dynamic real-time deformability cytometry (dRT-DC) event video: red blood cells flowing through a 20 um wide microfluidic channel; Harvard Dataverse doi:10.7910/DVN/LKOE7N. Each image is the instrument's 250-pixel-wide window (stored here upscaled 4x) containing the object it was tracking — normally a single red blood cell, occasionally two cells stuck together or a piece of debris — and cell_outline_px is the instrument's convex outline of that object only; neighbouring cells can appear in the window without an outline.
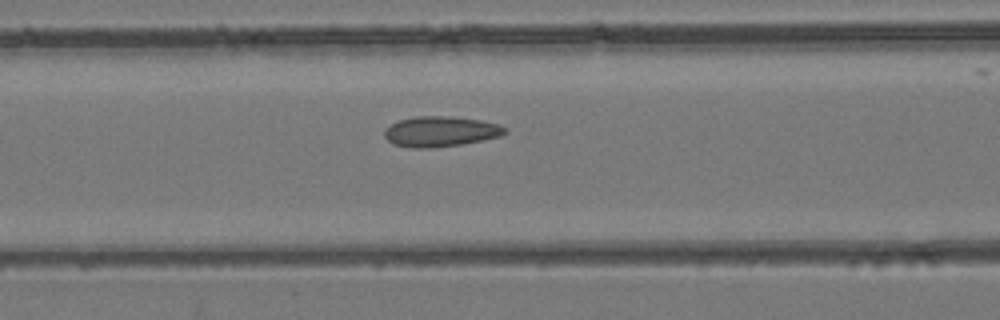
{"species": "common noctule bat (a hibernating species)", "species_latin": "Nyctalus noctula", "temperature_condition": "room temperature", "stored_images_in_passage": 33, "segment_of_instrument_passage": [1, 2], "camera_frame_rate_fps": 3000, "um_per_image_px": 0.085, "animal": {"sex": "female", "body_mass_g": 24.6, "forearm_length_mm": 56.2}, "frame": {"image": 1, "passage_image": 21, "time_ms": 6.667, "image_size_px": [1000, 320], "cell_outline_px": [[508, 132], [500, 136], [460, 144], [428, 148], [412, 148], [392, 144], [384, 136], [384, 132], [392, 124], [400, 120], [416, 116], [452, 116], [480, 120], [500, 124], [508, 128]], "centroid_in_image_um": [37.47, 11.17], "position_along_channel_um": 129.1, "area_um2": 21.21}}
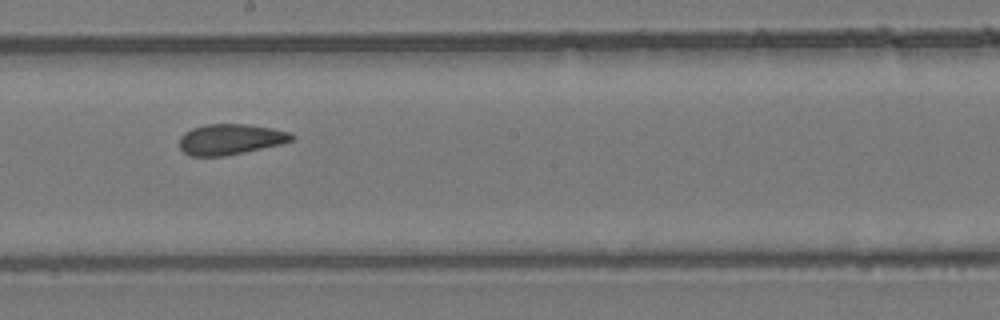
{"frame": {"image": 2, "passage_image": 28, "time_ms": 9.0, "image_size_px": [1000, 320], "cell_outline_px": [[296, 136], [292, 140], [280, 144], [244, 152], [224, 156], [192, 156], [184, 152], [180, 148], [180, 136], [184, 132], [192, 128], [204, 124], [244, 124], [272, 128], [292, 132]], "centroid_in_image_um": [19.58, 11.83], "position_along_channel_um": 228.6, "area_um2": 20.06}}
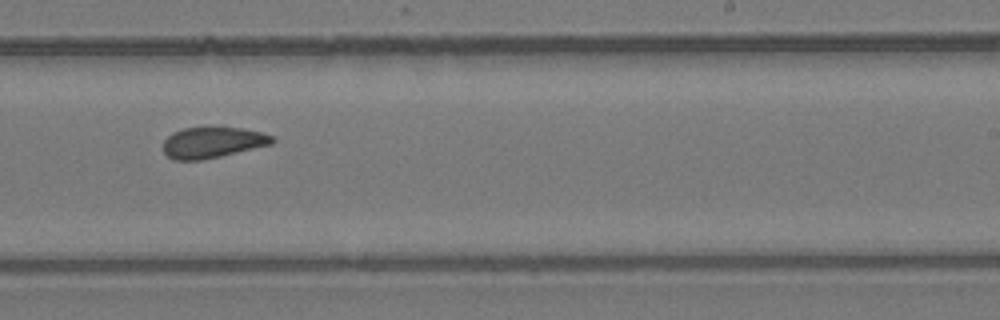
{"frame": {"image": 3, "passage_image": 31, "time_ms": 10.0, "image_size_px": [1000, 320], "cell_outline_px": [[276, 140], [272, 144], [220, 156], [200, 160], [172, 160], [164, 152], [164, 140], [172, 132], [184, 128], [240, 128], [260, 132], [272, 136]], "centroid_in_image_um": [18.05, 12.12], "position_along_channel_um": 271.0, "area_um2": 19.36}}